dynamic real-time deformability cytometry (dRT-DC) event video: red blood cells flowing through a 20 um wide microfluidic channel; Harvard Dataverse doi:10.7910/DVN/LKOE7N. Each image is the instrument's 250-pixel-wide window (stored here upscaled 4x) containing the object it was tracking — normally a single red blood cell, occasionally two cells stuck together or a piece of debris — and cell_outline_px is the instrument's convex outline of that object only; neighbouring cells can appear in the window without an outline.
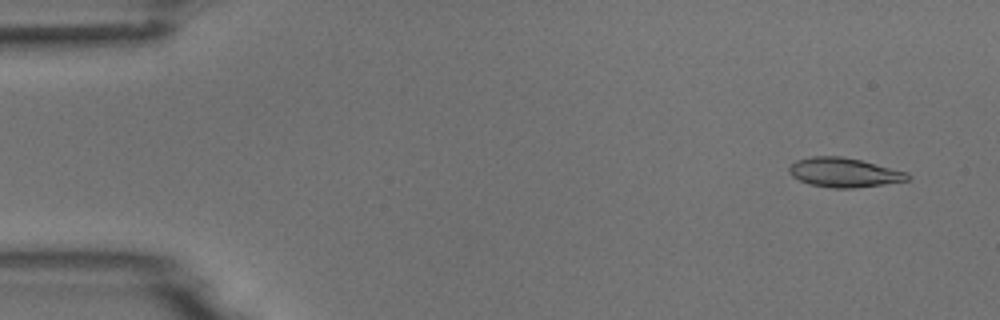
{"species": "common noctule bat (a hibernating species)", "species_latin": "Nyctalus noctula", "temperature_condition": "room temperature", "stored_images_in_passage": 4, "camera_frame_rate_fps": 3000, "um_per_image_px": 0.085, "animal": {"sex": "male", "body_mass_g": 18.8}, "frame": {"image": 1, "passage_image": 1, "time_ms": 0.0, "image_size_px": [1000, 320], "cell_outline_px": [[908, 180], [852, 188], [832, 188], [812, 184], [800, 180], [792, 176], [788, 172], [788, 168], [796, 160], [812, 156], [840, 156], [860, 160], [908, 172]], "centroid_in_image_um": [71.7, 14.65], "position_along_channel_um": 13.3, "area_um2": 19.88}}
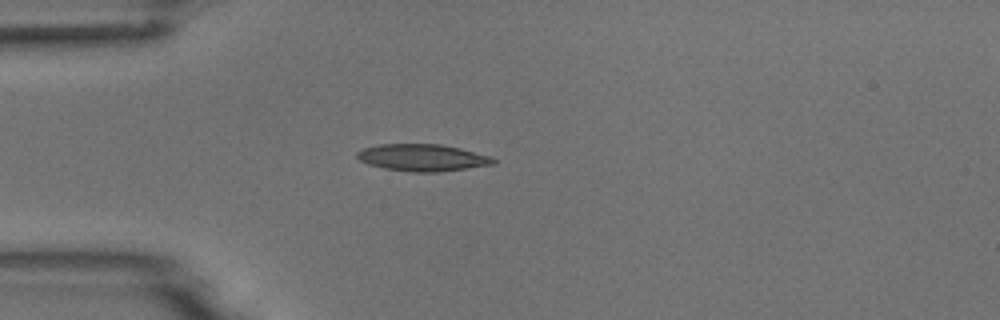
{"frame": {"image": 2, "passage_image": 4, "time_ms": 3.667, "image_size_px": [1000, 320], "cell_outline_px": [[496, 164], [440, 172], [412, 172], [384, 168], [368, 164], [360, 160], [356, 156], [356, 152], [364, 148], [380, 144], [440, 144], [460, 148], [488, 156], [496, 160]], "centroid_in_image_um": [35.9, 13.4], "position_along_channel_um": 49.1, "area_um2": 21.33}}